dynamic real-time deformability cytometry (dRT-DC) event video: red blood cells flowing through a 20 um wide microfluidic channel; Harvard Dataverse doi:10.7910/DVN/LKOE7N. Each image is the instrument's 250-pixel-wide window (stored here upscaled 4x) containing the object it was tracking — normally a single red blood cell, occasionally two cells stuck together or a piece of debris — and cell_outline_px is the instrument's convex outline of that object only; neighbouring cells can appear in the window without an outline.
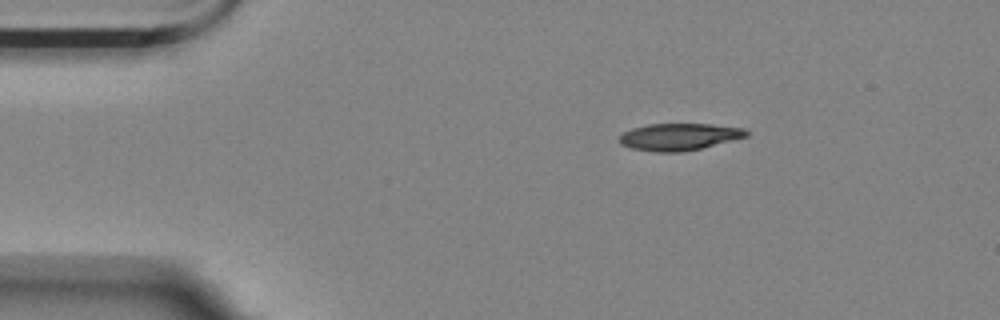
{"species": "Egyptian fruit bat (a non-hibernating species)", "species_latin": "Rousettus aegyptiacus", "temperature_condition": "room temperature", "stored_images_in_passage": 23, "camera_frame_rate_fps": 3000, "um_per_image_px": 0.085, "animal": {"sex": "female"}, "frame": {"image": 1, "passage_image": 1, "time_ms": 0.0, "image_size_px": [1000, 320], "cell_outline_px": [[748, 136], [700, 148], [680, 152], [656, 152], [632, 148], [620, 144], [620, 136], [624, 132], [632, 128], [648, 124], [712, 124], [744, 128], [748, 132]], "centroid_in_image_um": [57.72, 11.62], "position_along_channel_um": 27.3, "area_um2": 19.77}}
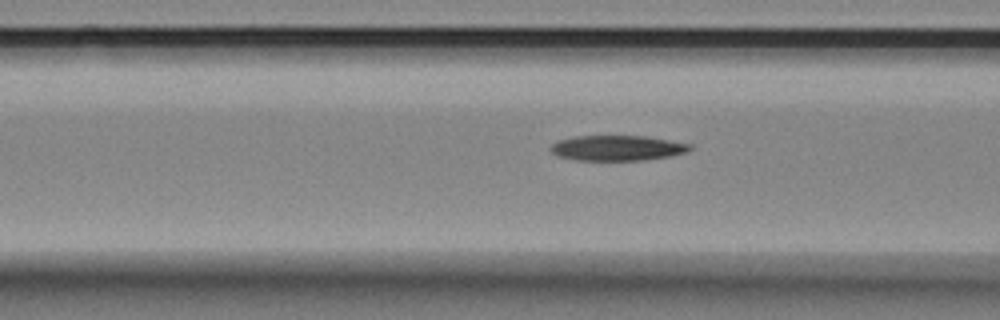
{"frame": {"image": 2, "passage_image": 13, "time_ms": 4.0, "image_size_px": [1000, 320], "cell_outline_px": [[692, 148], [688, 152], [668, 156], [644, 160], [576, 160], [556, 156], [548, 148], [556, 140], [576, 136], [644, 136], [692, 144]], "centroid_in_image_um": [52.43, 12.58], "position_along_channel_um": 114.2, "area_um2": 20.58}}
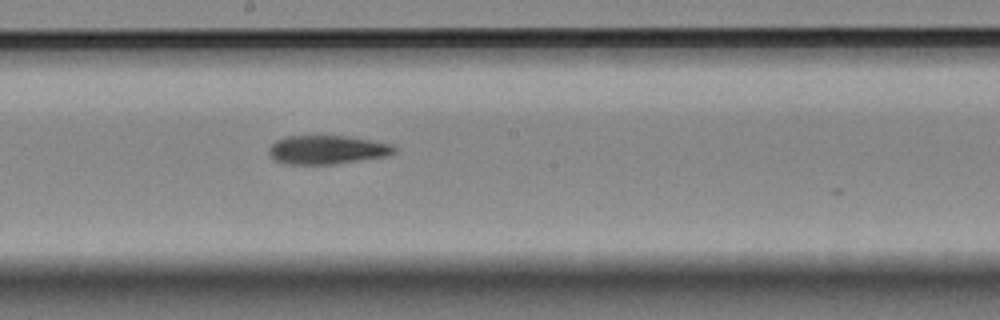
{"frame": {"image": 3, "passage_image": 22, "time_ms": 7.0, "image_size_px": [1000, 320], "cell_outline_px": [[396, 152], [388, 156], [336, 164], [284, 164], [276, 160], [268, 152], [268, 148], [276, 140], [288, 136], [348, 136], [392, 144], [396, 148]], "centroid_in_image_um": [27.83, 12.73], "position_along_channel_um": 220.4, "area_um2": 21.04}}